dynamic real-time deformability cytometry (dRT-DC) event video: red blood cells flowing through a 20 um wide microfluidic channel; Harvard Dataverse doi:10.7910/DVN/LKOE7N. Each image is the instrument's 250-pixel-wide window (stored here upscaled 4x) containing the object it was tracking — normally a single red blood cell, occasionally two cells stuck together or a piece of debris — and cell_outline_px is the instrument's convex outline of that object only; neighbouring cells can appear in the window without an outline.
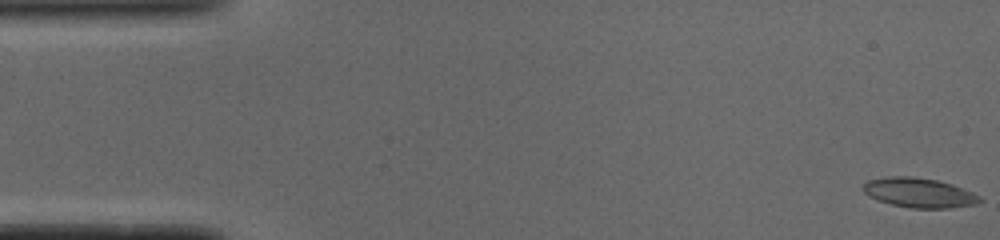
{"species": "common noctule bat (a hibernating species)", "species_latin": "Nyctalus noctula", "temperature_condition": "cold", "stored_images_in_passage": 52, "segment_of_instrument_passage": [1, 2], "camera_frame_rate_fps": 3000, "um_per_image_px": 0.085, "animal": {"sex": "male", "body_mass_g": 19.0, "forearm_length_mm": 50.8}, "frame": {"image": 1, "passage_image": 1, "time_ms": 0.0, "image_size_px": [1000, 240], "cell_outline_px": [[984, 200], [976, 204], [952, 208], [908, 208], [876, 200], [868, 196], [864, 192], [864, 184], [868, 180], [884, 176], [912, 176], [936, 180], [952, 184], [972, 192], [980, 196]], "centroid_in_image_um": [78.12, 16.38], "position_along_channel_um": 6.9, "area_um2": 20.29}}
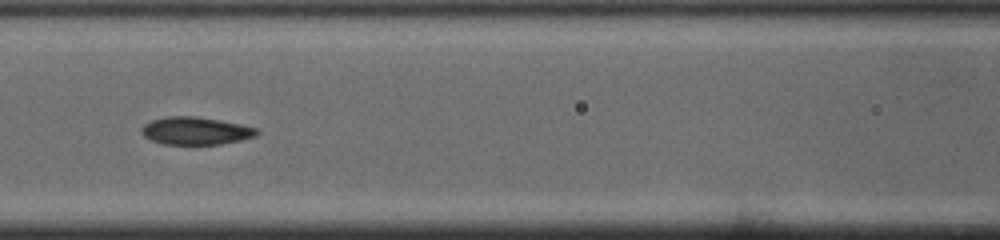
{"frame": {"image": 2, "passage_image": 22, "time_ms": 7.0, "image_size_px": [1000, 240], "cell_outline_px": [[260, 132], [256, 136], [240, 140], [220, 144], [196, 148], [164, 144], [152, 140], [144, 136], [140, 132], [140, 128], [144, 124], [152, 120], [168, 116], [196, 116], [220, 120], [240, 124], [256, 128]], "centroid_in_image_um": [16.61, 11.17], "position_along_channel_um": 150.0, "area_um2": 19.36}}
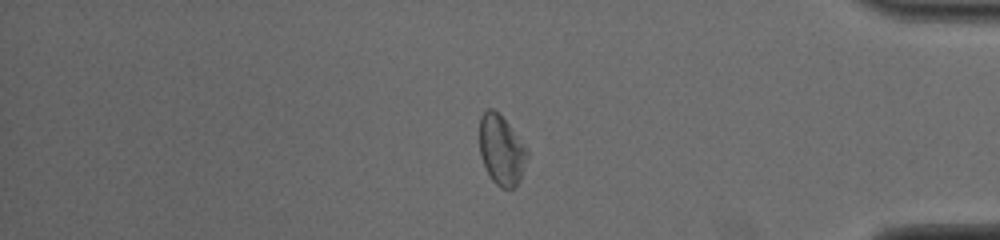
{"frame": {"image": 3, "passage_image": 43, "time_ms": 14.0, "image_size_px": [1000, 240], "cell_outline_px": [[528, 156], [520, 180], [512, 188], [500, 188], [492, 180], [480, 156], [480, 116], [488, 108], [492, 108], [508, 124], [528, 152]], "centroid_in_image_um": [42.6, 12.78], "position_along_channel_um": 392.6, "area_um2": 18.9}}